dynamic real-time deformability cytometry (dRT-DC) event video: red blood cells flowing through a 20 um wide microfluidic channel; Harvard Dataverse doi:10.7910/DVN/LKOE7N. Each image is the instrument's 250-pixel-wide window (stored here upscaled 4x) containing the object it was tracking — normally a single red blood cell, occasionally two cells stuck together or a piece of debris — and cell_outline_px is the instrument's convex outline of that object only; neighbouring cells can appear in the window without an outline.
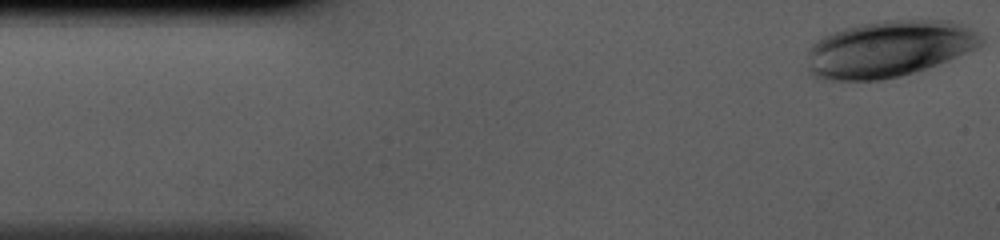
{"species": "human", "species_latin": "Homo sapiens", "temperature_condition": "cold", "stored_images_in_passage": 36, "camera_frame_rate_fps": 3000, "um_per_image_px": 0.085, "donor": {"sex": "male"}, "frame": {"image": 1, "passage_image": 1, "time_ms": 0.0, "image_size_px": [1000, 240], "cell_outline_px": [[984, 44], [976, 48], [948, 60], [900, 76], [880, 80], [820, 80], [812, 76], [808, 72], [808, 48], [816, 40], [832, 32], [844, 28], [860, 24], [884, 20], [948, 20], [968, 28], [976, 32], [984, 40]], "centroid_in_image_um": [75.49, 4.16], "position_along_channel_um": 9.5, "area_um2": 57.11}}
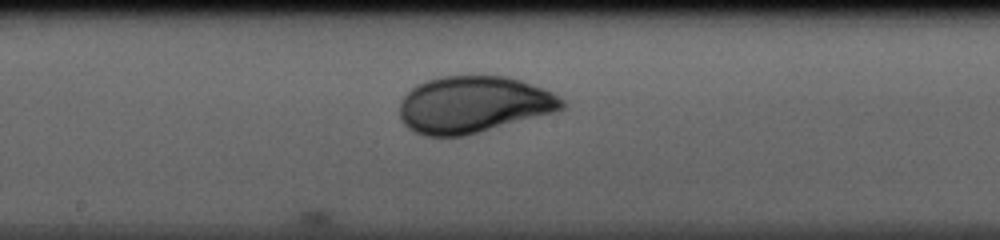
{"frame": {"image": 2, "passage_image": 21, "time_ms": 6.667, "image_size_px": [1000, 240], "cell_outline_px": [[564, 108], [552, 112], [464, 136], [424, 136], [412, 132], [400, 120], [400, 100], [412, 88], [424, 80], [444, 76], [508, 76], [544, 88], [552, 92], [564, 100]], "centroid_in_image_um": [40.19, 8.88], "position_along_channel_um": 208.0, "area_um2": 53.52}}
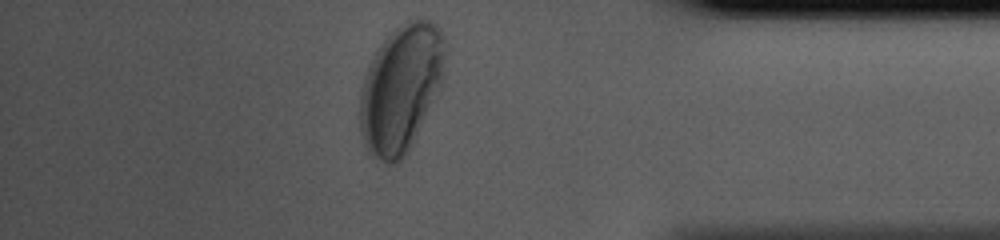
{"frame": {"image": 3, "passage_image": 36, "time_ms": 11.667, "image_size_px": [1000, 240], "cell_outline_px": [[448, 52], [440, 84], [404, 156], [396, 164], [388, 164], [368, 156], [364, 148], [360, 136], [360, 88], [364, 76], [380, 44], [396, 28], [408, 20], [416, 16], [432, 20], [444, 32]], "centroid_in_image_um": [34.06, 7.46], "position_along_channel_um": 401.1, "area_um2": 63.35}}